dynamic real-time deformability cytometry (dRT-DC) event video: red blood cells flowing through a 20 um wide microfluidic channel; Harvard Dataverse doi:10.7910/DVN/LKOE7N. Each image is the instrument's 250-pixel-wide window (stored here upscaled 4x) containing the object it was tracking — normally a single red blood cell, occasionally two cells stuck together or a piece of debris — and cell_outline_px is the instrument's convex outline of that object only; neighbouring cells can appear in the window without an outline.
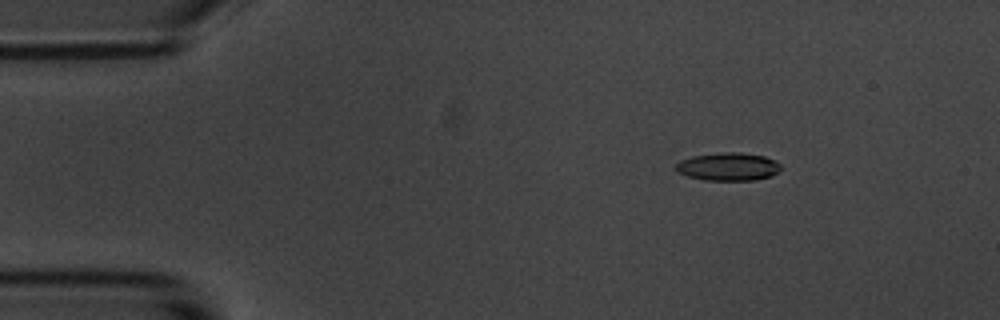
{"species": "common noctule bat (a hibernating species)", "species_latin": "Nyctalus noctula", "temperature_condition": "room temperature", "stored_images_in_passage": 49, "camera_frame_rate_fps": 3000, "um_per_image_px": 0.085, "animal": {"sex": "male", "body_mass_g": 20.1, "forearm_length_mm": 53.5}, "frame": {"image": 1, "passage_image": 1, "time_ms": 0.0, "image_size_px": [1000, 320], "cell_outline_px": [[780, 168], [772, 176], [756, 180], [704, 180], [688, 176], [676, 172], [676, 164], [680, 160], [692, 156], [724, 152], [740, 152], [764, 156], [780, 164]], "centroid_in_image_um": [61.87, 14.17], "position_along_channel_um": 23.1, "area_um2": 17.05}}
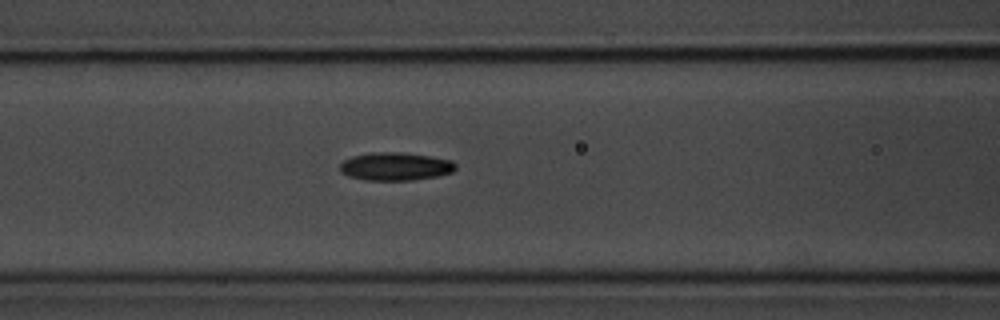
{"frame": {"image": 2, "passage_image": 16, "time_ms": 5.0, "image_size_px": [1000, 320], "cell_outline_px": [[456, 168], [452, 172], [436, 176], [412, 180], [364, 180], [348, 176], [340, 172], [340, 164], [344, 160], [352, 156], [376, 152], [400, 152], [428, 156], [452, 160], [456, 164]], "centroid_in_image_um": [33.59, 14.15], "position_along_channel_um": 133.0, "area_um2": 18.84}}
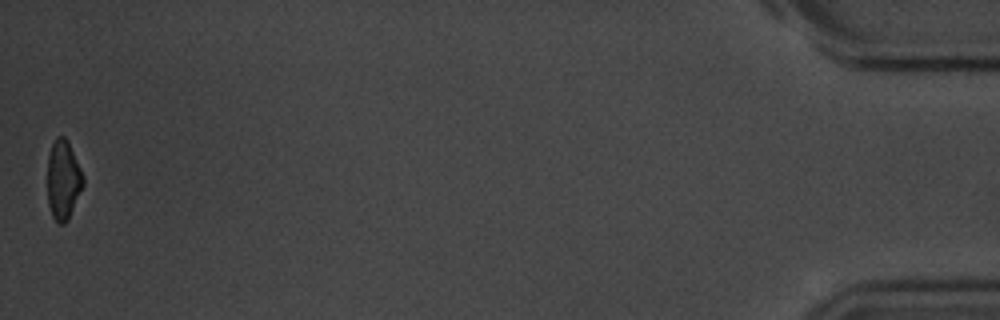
{"frame": {"image": 3, "passage_image": 49, "time_ms": 16.0, "image_size_px": [1000, 320], "cell_outline_px": [[84, 184], [68, 220], [64, 224], [56, 224], [52, 216], [48, 204], [48, 156], [52, 144], [56, 136], [64, 136], [68, 140], [84, 176]], "centroid_in_image_um": [5.38, 15.3], "position_along_channel_um": 429.8, "area_um2": 16.65}, "authors_computed_cell_mechanics": {"area_um2": 18.0914, "velocity_mm_per_s": 3.577, "shape_relaxation_time_tau1_ms": 3.8542, "shape_relaxation_time_tau2_ms": 4.7688, "deformation_change_tau1": 0.1332, "deformation_change_tau2": 0.1119}}